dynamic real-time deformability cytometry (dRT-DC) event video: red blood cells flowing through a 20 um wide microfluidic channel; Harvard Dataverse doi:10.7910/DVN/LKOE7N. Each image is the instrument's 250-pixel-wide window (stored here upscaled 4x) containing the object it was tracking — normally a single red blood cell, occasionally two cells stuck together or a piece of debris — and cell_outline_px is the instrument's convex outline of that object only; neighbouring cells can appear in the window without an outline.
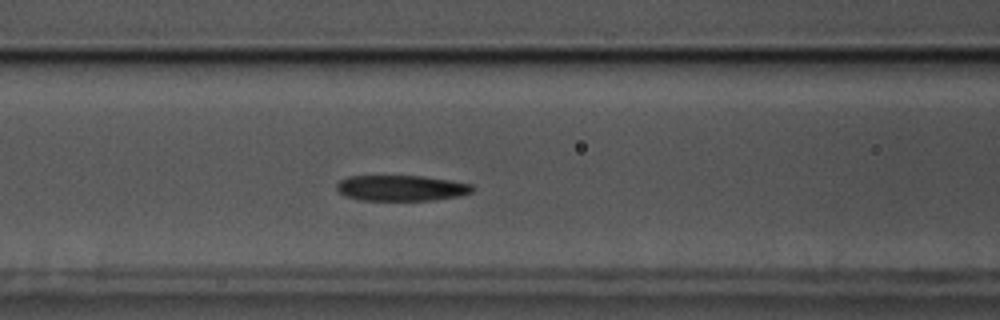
{"species": "common noctule bat (a hibernating species)", "species_latin": "Nyctalus noctula", "temperature_condition": "cold", "stored_images_in_passage": 54, "camera_frame_rate_fps": 3000, "um_per_image_px": 0.085, "animal": {"sex": "male", "body_mass_g": 17.5, "forearm_length_mm": 52.3}, "frame": {"image": 1, "passage_image": 20, "time_ms": 6.333, "image_size_px": [1000, 320], "cell_outline_px": [[476, 188], [472, 192], [460, 196], [432, 200], [364, 200], [344, 196], [336, 188], [336, 184], [340, 180], [348, 176], [424, 176], [472, 184]], "centroid_in_image_um": [34.12, 15.98], "position_along_channel_um": 132.5, "area_um2": 20.35}}
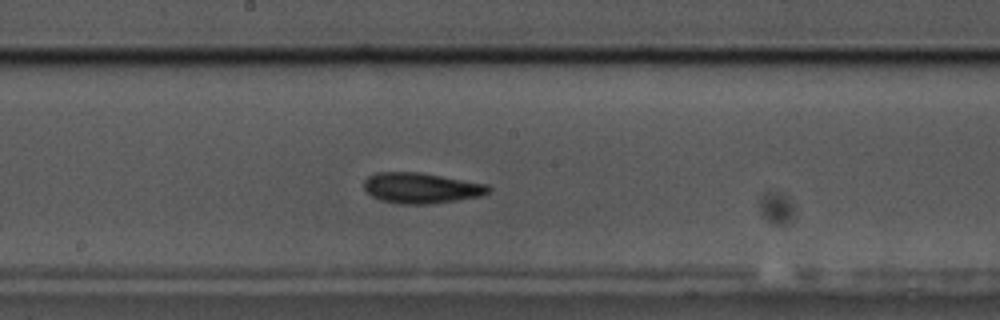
{"frame": {"image": 2, "passage_image": 27, "time_ms": 8.667, "image_size_px": [1000, 320], "cell_outline_px": [[492, 188], [484, 196], [428, 204], [400, 204], [380, 200], [372, 196], [364, 188], [364, 180], [368, 176], [376, 172], [420, 172], [488, 184]], "centroid_in_image_um": [35.82, 15.98], "position_along_channel_um": 212.4, "area_um2": 22.31}}
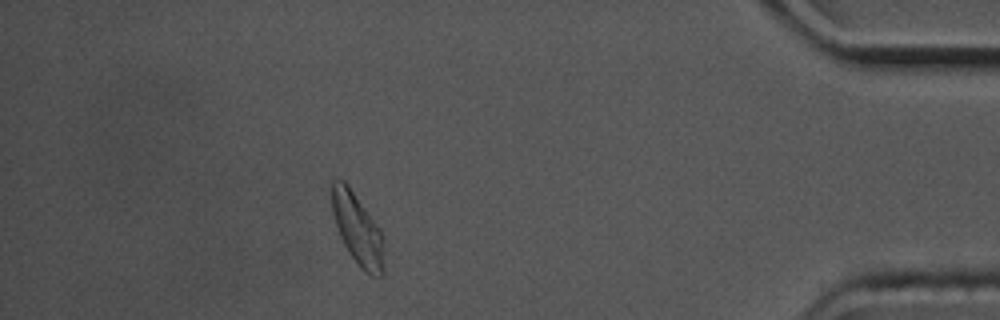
{"frame": {"image": 3, "passage_image": 48, "time_ms": 15.667, "image_size_px": [1000, 320], "cell_outline_px": [[384, 276], [372, 276], [364, 272], [360, 268], [348, 252], [340, 236], [332, 212], [332, 180], [344, 180], [348, 184], [380, 228], [384, 236]], "centroid_in_image_um": [30.43, 19.52], "position_along_channel_um": 404.8, "area_um2": 21.96}, "authors_computed_cell_mechanics": {"area_um2": 21.5883, "velocity_mm_per_s": 3.4414, "shape_relaxation_time_tau1_ms": 4.6155, "shape_relaxation_time_tau2_ms": 5.2383, "deformation_change_tau1": 0.1561, "deformation_change_tau2": 0.1047}}